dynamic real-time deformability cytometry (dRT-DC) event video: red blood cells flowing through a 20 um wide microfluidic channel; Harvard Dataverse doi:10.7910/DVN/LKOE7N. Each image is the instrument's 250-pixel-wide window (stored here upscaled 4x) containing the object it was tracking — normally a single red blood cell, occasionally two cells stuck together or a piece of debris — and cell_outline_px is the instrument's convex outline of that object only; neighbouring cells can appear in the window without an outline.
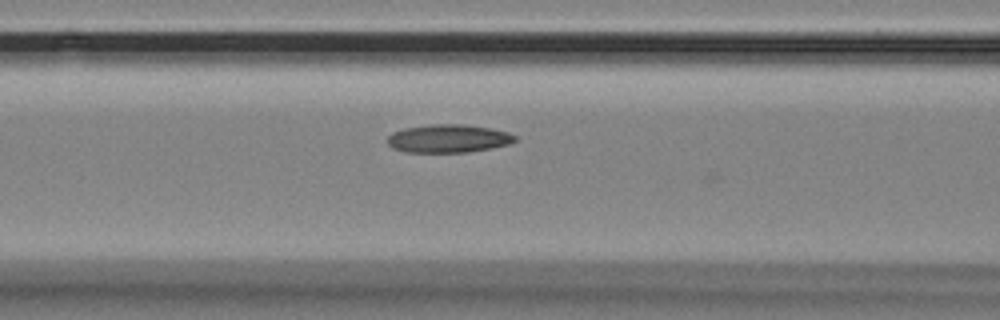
{"species": "Egyptian fruit bat (a non-hibernating species)", "species_latin": "Rousettus aegyptiacus", "temperature_condition": "room temperature", "stored_images_in_passage": 7, "camera_frame_rate_fps": 3000, "um_per_image_px": 0.085, "animal": {"sex": "female"}, "frame": {"image": 1, "passage_image": 6, "time_ms": 1.667, "image_size_px": [1000, 320], "cell_outline_px": [[516, 140], [508, 144], [492, 148], [468, 152], [404, 152], [392, 148], [388, 144], [388, 136], [392, 132], [404, 128], [428, 124], [464, 124], [492, 128], [508, 132], [516, 136]], "centroid_in_image_um": [38.1, 11.77], "position_along_channel_um": 128.5, "area_um2": 21.1}}